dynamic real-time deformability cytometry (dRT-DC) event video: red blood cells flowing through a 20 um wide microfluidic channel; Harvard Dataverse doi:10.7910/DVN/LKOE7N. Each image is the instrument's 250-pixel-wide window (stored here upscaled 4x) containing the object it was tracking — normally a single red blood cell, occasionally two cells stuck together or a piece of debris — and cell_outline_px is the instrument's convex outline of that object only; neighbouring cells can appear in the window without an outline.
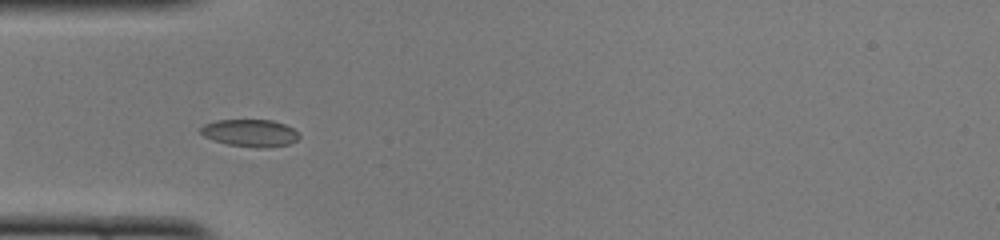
{"species": "common noctule bat (a hibernating species)", "species_latin": "Nyctalus noctula", "temperature_condition": "cold", "stored_images_in_passage": 8, "camera_frame_rate_fps": 3000, "um_per_image_px": 0.085, "animal": {"sex": "female", "body_mass_g": 22.0, "forearm_length_mm": 56.7}, "frame": {"image": 1, "passage_image": 3, "time_ms": 0.667, "image_size_px": [1000, 240], "cell_outline_px": [[300, 136], [296, 140], [288, 144], [268, 148], [256, 148], [228, 144], [212, 140], [204, 136], [200, 132], [200, 128], [204, 124], [216, 120], [272, 120], [284, 124], [292, 128]], "centroid_in_image_um": [21.24, 11.31], "position_along_channel_um": 63.8, "area_um2": 15.66}}
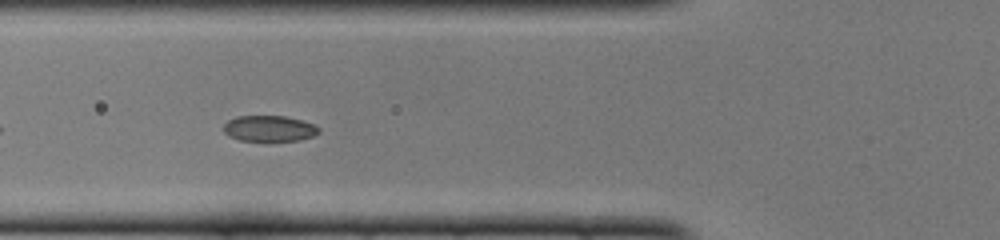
{"frame": {"image": 2, "passage_image": 6, "time_ms": 1.667, "image_size_px": [1000, 240], "cell_outline_px": [[320, 132], [312, 136], [300, 140], [264, 144], [240, 140], [228, 136], [224, 132], [224, 124], [228, 120], [236, 116], [284, 116], [316, 124], [320, 128]], "centroid_in_image_um": [22.89, 10.97], "position_along_channel_um": 102.9, "area_um2": 15.14}}